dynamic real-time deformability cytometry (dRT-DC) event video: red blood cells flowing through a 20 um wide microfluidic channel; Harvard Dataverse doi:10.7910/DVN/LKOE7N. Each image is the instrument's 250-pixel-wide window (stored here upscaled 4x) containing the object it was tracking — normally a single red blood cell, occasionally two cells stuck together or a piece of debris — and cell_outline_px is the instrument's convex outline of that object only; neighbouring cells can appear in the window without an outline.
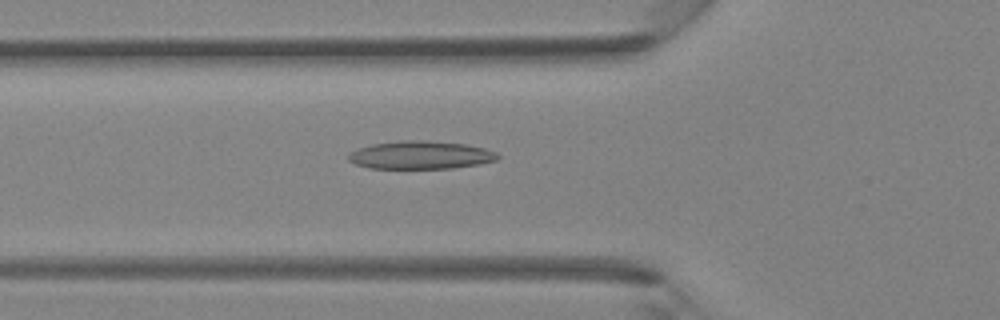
{"species": "Egyptian fruit bat (a non-hibernating species)", "species_latin": "Rousettus aegyptiacus", "temperature_condition": "room temperature", "stored_images_in_passage": 36, "camera_frame_rate_fps": 3000, "um_per_image_px": 0.085, "animal": {"sex": "female"}, "frame": {"image": 1, "passage_image": 9, "time_ms": 2.667, "image_size_px": [1000, 320], "cell_outline_px": [[500, 156], [496, 160], [480, 164], [452, 168], [368, 168], [356, 164], [348, 160], [348, 156], [352, 152], [360, 148], [372, 144], [400, 140], [428, 140], [464, 144], [484, 148], [496, 152]], "centroid_in_image_um": [35.77, 13.17], "position_along_channel_um": 90.0, "area_um2": 24.28}}
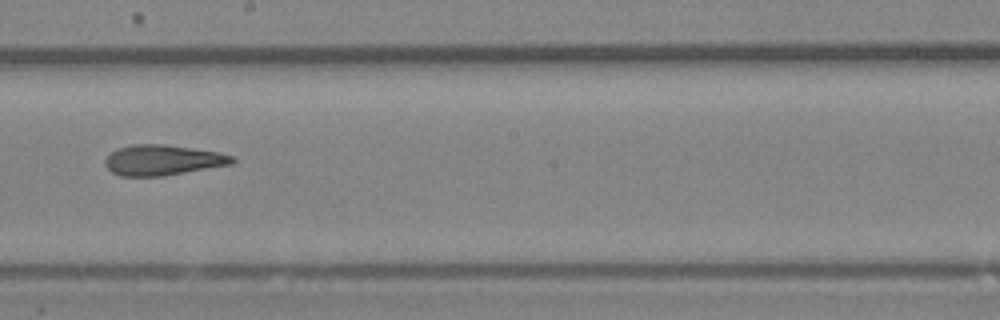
{"frame": {"image": 2, "passage_image": 18, "time_ms": 5.667, "image_size_px": [1000, 320], "cell_outline_px": [[236, 160], [232, 164], [164, 176], [120, 176], [112, 172], [104, 164], [104, 160], [116, 148], [132, 144], [164, 144], [220, 152], [232, 156]], "centroid_in_image_um": [13.82, 13.6], "position_along_channel_um": 234.4, "area_um2": 22.6}}
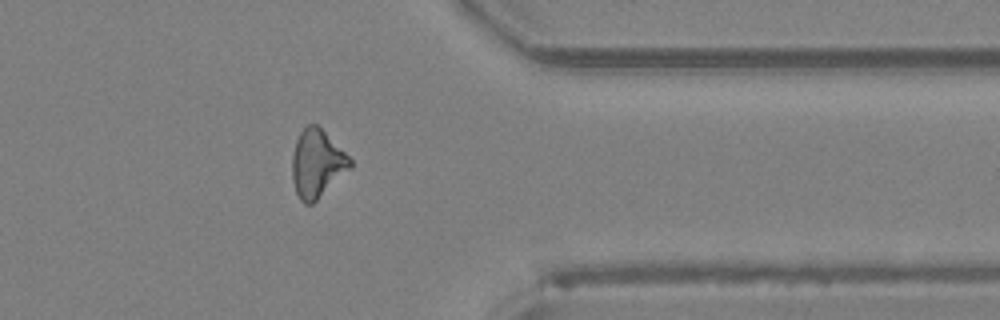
{"frame": {"image": 3, "passage_image": 28, "time_ms": 9.0, "image_size_px": [1000, 320], "cell_outline_px": [[352, 168], [312, 204], [304, 204], [300, 200], [296, 192], [292, 180], [292, 156], [296, 140], [300, 132], [308, 124], [316, 124], [352, 160]], "centroid_in_image_um": [26.93, 13.93], "position_along_channel_um": 384.5, "area_um2": 22.72}}